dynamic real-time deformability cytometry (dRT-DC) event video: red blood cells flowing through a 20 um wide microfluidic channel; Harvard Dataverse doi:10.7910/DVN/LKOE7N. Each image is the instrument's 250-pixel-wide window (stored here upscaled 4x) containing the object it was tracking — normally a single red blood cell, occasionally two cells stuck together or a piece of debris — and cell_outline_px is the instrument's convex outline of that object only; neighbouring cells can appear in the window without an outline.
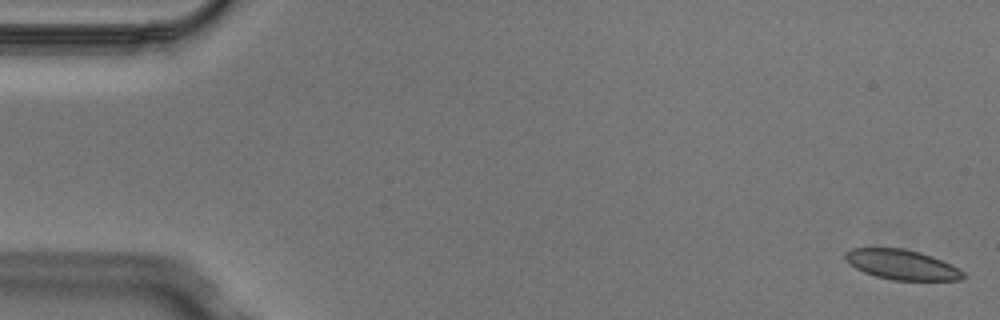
{"species": "Egyptian fruit bat (a non-hibernating species)", "species_latin": "Rousettus aegyptiacus", "temperature_condition": "cold", "stored_images_in_passage": 4, "camera_frame_rate_fps": 3000, "um_per_image_px": 0.085, "animal": {"sex": "male"}, "frame": {"image": 1, "passage_image": 1, "time_ms": 0.0, "image_size_px": [1000, 320], "cell_outline_px": [[968, 276], [960, 280], [892, 280], [876, 276], [864, 272], [848, 264], [844, 256], [844, 252], [852, 248], [904, 248], [920, 252], [932, 256], [964, 272]], "centroid_in_image_um": [76.62, 22.49], "position_along_channel_um": 8.4, "area_um2": 20.52}}